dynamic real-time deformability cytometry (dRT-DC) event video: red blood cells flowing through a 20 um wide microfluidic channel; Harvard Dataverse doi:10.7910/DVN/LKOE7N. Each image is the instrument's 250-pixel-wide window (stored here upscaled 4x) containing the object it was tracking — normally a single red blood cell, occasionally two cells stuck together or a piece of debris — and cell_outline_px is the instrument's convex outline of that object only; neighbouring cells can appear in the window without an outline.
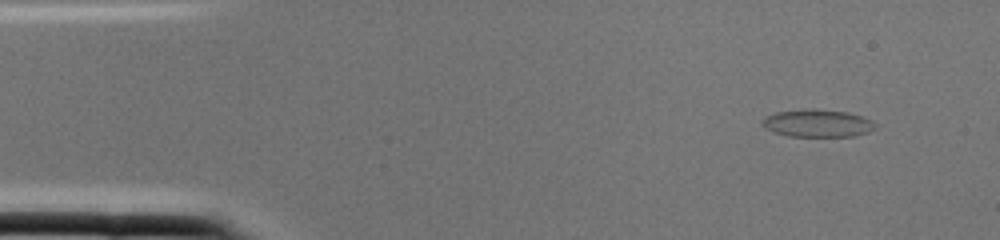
{"species": "common noctule bat (a hibernating species)", "species_latin": "Nyctalus noctula", "temperature_condition": "cold", "stored_images_in_passage": 1, "camera_frame_rate_fps": 3000, "um_per_image_px": 0.085, "animal": {"sex": "female", "body_mass_g": 22.0, "forearm_length_mm": 56.7}, "frame": {"image": 1, "passage_image": 1, "time_ms": 0.0, "image_size_px": [1000, 240], "cell_outline_px": [[876, 128], [868, 132], [852, 136], [788, 136], [764, 128], [760, 124], [760, 120], [764, 116], [776, 112], [848, 112], [872, 120], [876, 124]], "centroid_in_image_um": [69.48, 10.53], "position_along_channel_um": 15.5, "area_um2": 17.22}}